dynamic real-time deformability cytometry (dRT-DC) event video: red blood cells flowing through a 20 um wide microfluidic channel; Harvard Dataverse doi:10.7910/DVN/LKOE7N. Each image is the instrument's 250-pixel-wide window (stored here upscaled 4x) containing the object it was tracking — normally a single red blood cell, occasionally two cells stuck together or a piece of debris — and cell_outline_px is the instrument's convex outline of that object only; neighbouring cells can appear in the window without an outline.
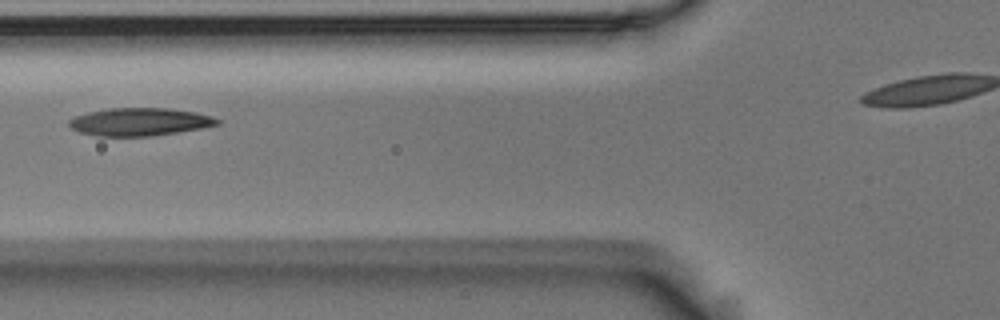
{"species": "Egyptian fruit bat (a non-hibernating species)", "species_latin": "Rousettus aegyptiacus", "temperature_condition": "room temperature", "stored_images_in_passage": 7, "segment_of_instrument_passage": [1, 2], "camera_frame_rate_fps": 3000, "um_per_image_px": 0.085, "animal": {"sex": "male"}, "frame": {"image": 1, "passage_image": 4, "time_ms": 1.0, "image_size_px": [1000, 320], "cell_outline_px": [[220, 124], [204, 128], [152, 136], [96, 136], [80, 132], [72, 128], [68, 124], [68, 120], [76, 116], [88, 112], [108, 108], [168, 108], [196, 112], [212, 116], [220, 120]], "centroid_in_image_um": [11.9, 10.35], "position_along_channel_um": 113.9, "area_um2": 24.16}}
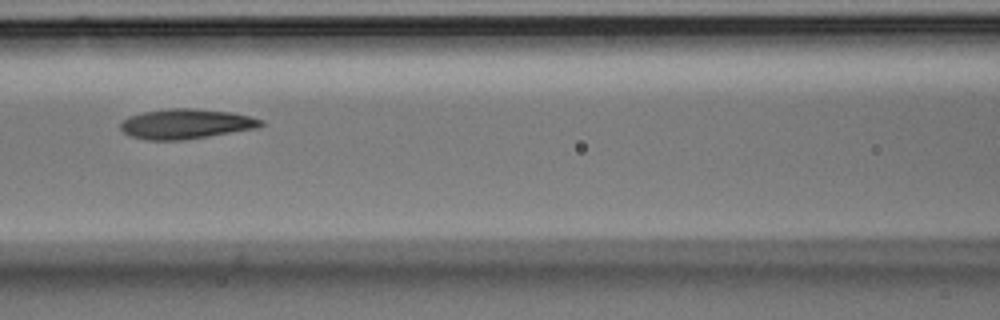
{"frame": {"image": 2, "passage_image": 5, "time_ms": 1.333, "image_size_px": [1000, 320], "cell_outline_px": [[264, 124], [256, 128], [184, 140], [144, 140], [128, 136], [120, 128], [120, 124], [128, 116], [144, 112], [168, 108], [192, 108], [232, 112], [264, 120]], "centroid_in_image_um": [15.77, 10.53], "position_along_channel_um": 150.8, "area_um2": 24.51}}
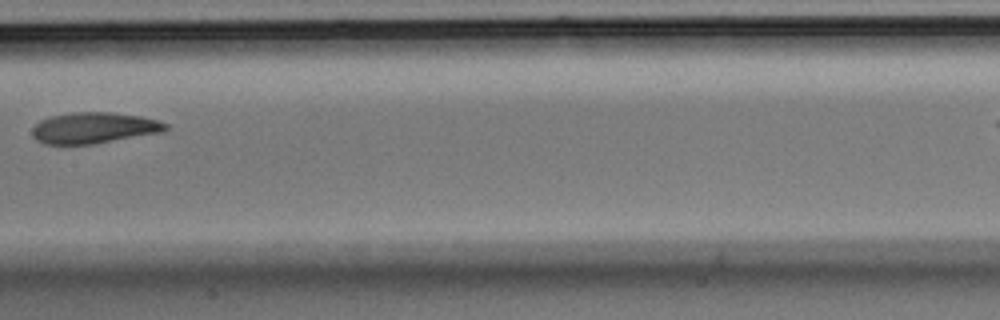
{"frame": {"image": 3, "passage_image": 6, "time_ms": 1.667, "image_size_px": [1000, 320], "cell_outline_px": [[168, 128], [164, 132], [96, 144], [44, 144], [36, 140], [32, 136], [32, 128], [40, 120], [52, 116], [72, 112], [112, 112], [140, 116], [156, 120], [168, 124]], "centroid_in_image_um": [7.99, 10.88], "position_along_channel_um": 199.4, "area_um2": 24.33}}